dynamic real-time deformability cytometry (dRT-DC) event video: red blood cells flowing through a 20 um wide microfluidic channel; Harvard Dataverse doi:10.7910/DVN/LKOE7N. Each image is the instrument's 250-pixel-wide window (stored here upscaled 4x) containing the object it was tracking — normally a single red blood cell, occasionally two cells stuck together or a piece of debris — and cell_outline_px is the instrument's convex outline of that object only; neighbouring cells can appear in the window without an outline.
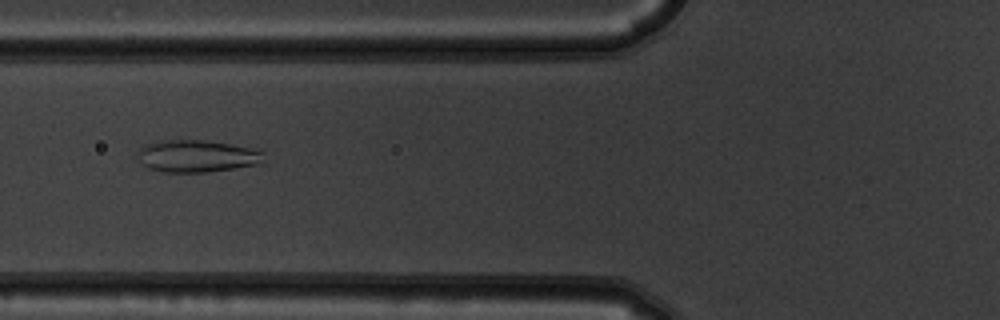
{"species": "common noctule bat (a hibernating species)", "species_latin": "Nyctalus noctula", "temperature_condition": "warm", "stored_images_in_passage": 7, "camera_frame_rate_fps": 3000, "um_per_image_px": 0.085, "animal": {"sex": "male", "body_mass_g": 19.5, "forearm_length_mm": 54.6}, "frame": {"image": 1, "passage_image": 5, "time_ms": 1.333, "image_size_px": [1000, 320], "cell_outline_px": [[264, 164], [208, 172], [164, 172], [148, 168], [144, 164], [140, 152], [140, 148], [144, 144], [160, 140], [204, 140], [228, 144], [248, 148], [264, 152]], "centroid_in_image_um": [16.79, 13.27], "position_along_channel_um": 109.0, "area_um2": 23.47}}